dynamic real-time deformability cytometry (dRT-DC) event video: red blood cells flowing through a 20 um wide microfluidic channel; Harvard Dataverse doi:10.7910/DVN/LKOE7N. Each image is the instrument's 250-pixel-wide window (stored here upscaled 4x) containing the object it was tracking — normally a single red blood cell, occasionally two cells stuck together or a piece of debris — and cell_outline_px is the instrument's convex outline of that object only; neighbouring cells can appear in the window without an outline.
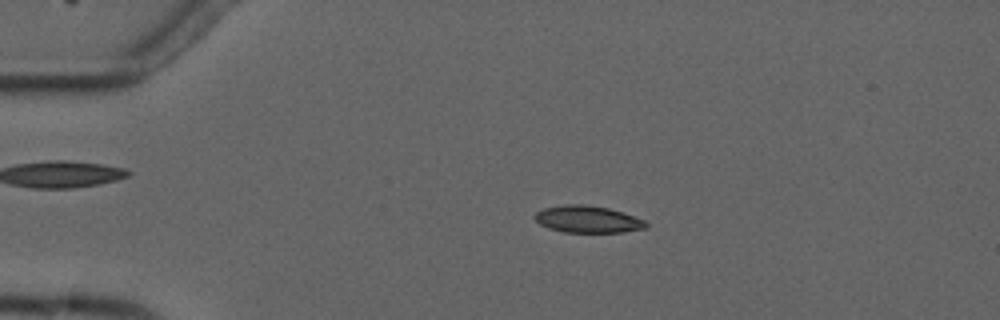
{"species": "common noctule bat (a hibernating species)", "species_latin": "Nyctalus noctula", "temperature_condition": "cold", "stored_images_in_passage": 6, "camera_frame_rate_fps": 3000, "um_per_image_px": 0.085, "animal": {"sex": "male", "forearm_length_mm": 52.5}, "frame": {"image": 1, "passage_image": 3, "time_ms": 2.333, "image_size_px": [1000, 320], "cell_outline_px": [[648, 228], [624, 232], [564, 232], [548, 228], [540, 224], [532, 216], [536, 212], [544, 208], [564, 204], [584, 204], [608, 208], [644, 220], [648, 224]], "centroid_in_image_um": [49.93, 18.64], "position_along_channel_um": 35.1, "area_um2": 17.46}}
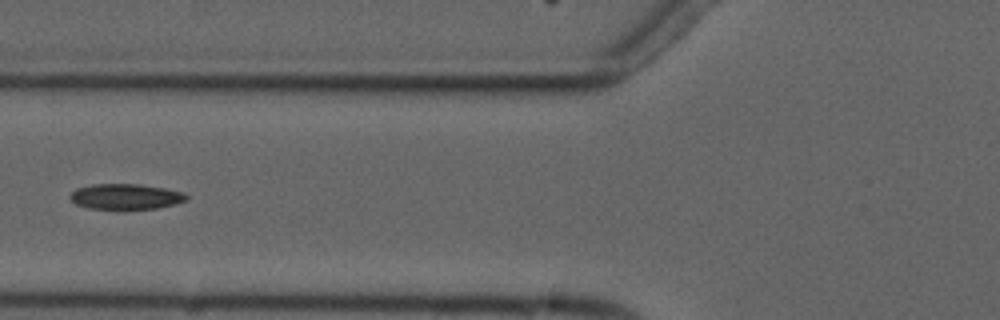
{"frame": {"image": 2, "passage_image": 6, "time_ms": 5.667, "image_size_px": [1000, 320], "cell_outline_px": [[188, 200], [176, 204], [156, 208], [88, 208], [76, 204], [68, 196], [76, 188], [92, 184], [140, 184], [164, 188], [184, 192], [188, 196]], "centroid_in_image_um": [10.7, 16.69], "position_along_channel_um": 115.1, "area_um2": 17.17}}